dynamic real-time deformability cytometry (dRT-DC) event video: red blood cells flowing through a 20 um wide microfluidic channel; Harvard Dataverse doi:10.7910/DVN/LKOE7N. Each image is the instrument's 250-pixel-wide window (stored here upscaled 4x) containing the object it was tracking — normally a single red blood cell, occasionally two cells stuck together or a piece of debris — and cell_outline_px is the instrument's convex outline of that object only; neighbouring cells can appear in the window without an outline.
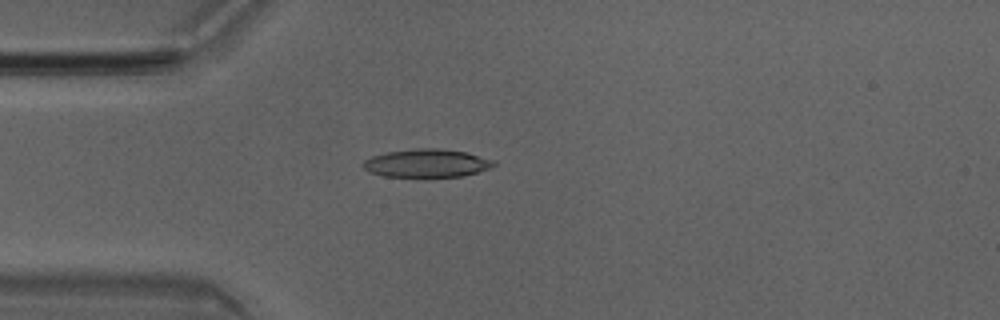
{"species": "Egyptian fruit bat (a non-hibernating species)", "species_latin": "Rousettus aegyptiacus", "temperature_condition": "room temperature", "stored_images_in_passage": 43, "camera_frame_rate_fps": 3000, "um_per_image_px": 0.085, "animal": {"sex": "male"}, "frame": {"image": 1, "passage_image": 6, "time_ms": 1.667, "image_size_px": [1000, 320], "cell_outline_px": [[496, 164], [488, 168], [476, 172], [460, 176], [424, 180], [384, 176], [368, 172], [360, 164], [364, 160], [372, 156], [388, 152], [412, 148], [436, 148], [464, 152], [492, 160]], "centroid_in_image_um": [36.17, 13.92], "position_along_channel_um": 48.8, "area_um2": 22.14}}
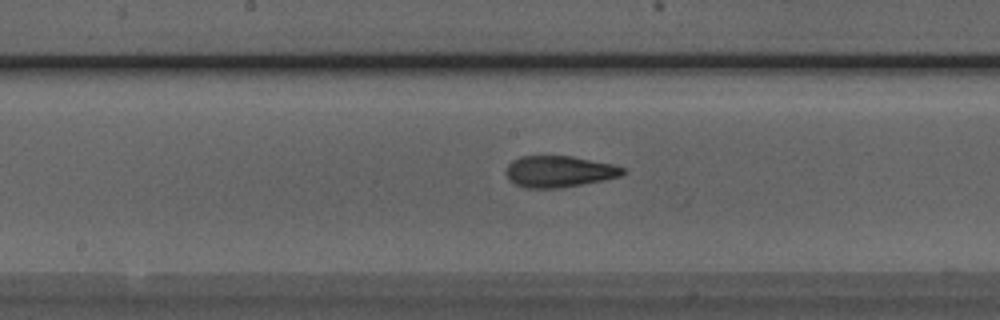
{"frame": {"image": 2, "passage_image": 18, "time_ms": 5.667, "image_size_px": [1000, 320], "cell_outline_px": [[628, 172], [620, 176], [604, 180], [560, 188], [524, 188], [508, 180], [504, 172], [508, 164], [512, 160], [520, 156], [572, 156], [612, 164], [628, 168]], "centroid_in_image_um": [47.52, 14.58], "position_along_channel_um": 200.7, "area_um2": 21.68}}
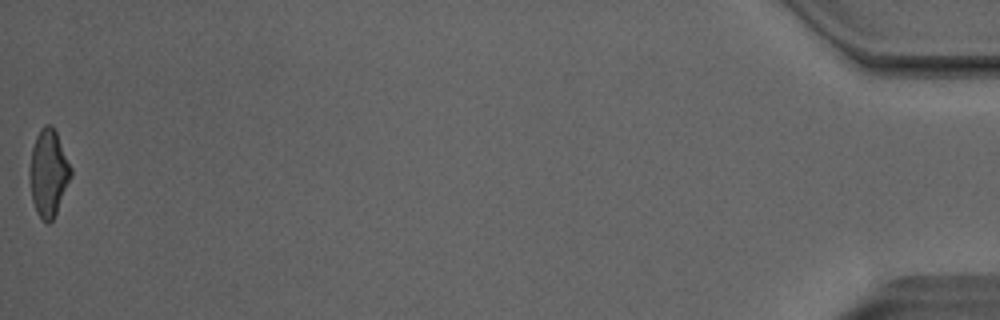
{"frame": {"image": 3, "passage_image": 43, "time_ms": 14.0, "image_size_px": [1000, 320], "cell_outline_px": [[72, 176], [56, 212], [52, 220], [48, 224], [36, 212], [32, 200], [28, 176], [28, 172], [32, 148], [36, 136], [40, 128], [44, 124], [52, 124], [56, 132], [72, 168]], "centroid_in_image_um": [4.1, 14.67], "position_along_channel_um": 431.1, "area_um2": 20.98}, "authors_computed_cell_mechanics": {"area_um2": 21.2126, "velocity_mm_per_s": 4.0558, "shape_relaxation_time_tau1_ms": 5.9213, "shape_relaxation_time_tau2_ms": 2.2663, "deformation_change_tau1": 0.1963, "deformation_change_tau2": 0.0973}}